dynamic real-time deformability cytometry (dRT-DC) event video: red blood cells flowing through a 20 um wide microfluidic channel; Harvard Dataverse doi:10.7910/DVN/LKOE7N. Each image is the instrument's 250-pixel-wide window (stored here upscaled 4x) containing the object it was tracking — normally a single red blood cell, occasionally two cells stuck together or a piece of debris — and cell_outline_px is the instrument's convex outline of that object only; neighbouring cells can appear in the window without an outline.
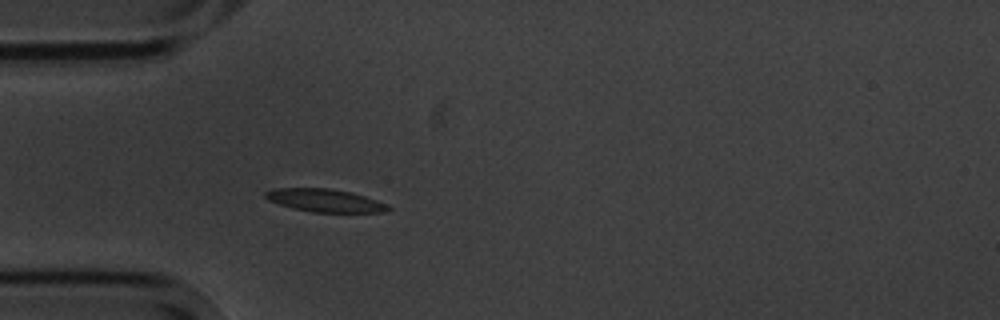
{"species": "common noctule bat (a hibernating species)", "species_latin": "Nyctalus noctula", "temperature_condition": "cold", "stored_images_in_passage": 5, "camera_frame_rate_fps": 3000, "um_per_image_px": 0.085, "animal": {"sex": "male", "body_mass_g": 20.1, "forearm_length_mm": 53.5}, "frame": {"image": 1, "passage_image": 5, "time_ms": 4.667, "image_size_px": [1000, 320], "cell_outline_px": [[392, 208], [384, 212], [312, 212], [292, 208], [268, 200], [264, 196], [264, 192], [276, 188], [328, 188], [352, 192], [388, 204]], "centroid_in_image_um": [27.62, 17.04], "position_along_channel_um": 57.4, "area_um2": 16.36}}